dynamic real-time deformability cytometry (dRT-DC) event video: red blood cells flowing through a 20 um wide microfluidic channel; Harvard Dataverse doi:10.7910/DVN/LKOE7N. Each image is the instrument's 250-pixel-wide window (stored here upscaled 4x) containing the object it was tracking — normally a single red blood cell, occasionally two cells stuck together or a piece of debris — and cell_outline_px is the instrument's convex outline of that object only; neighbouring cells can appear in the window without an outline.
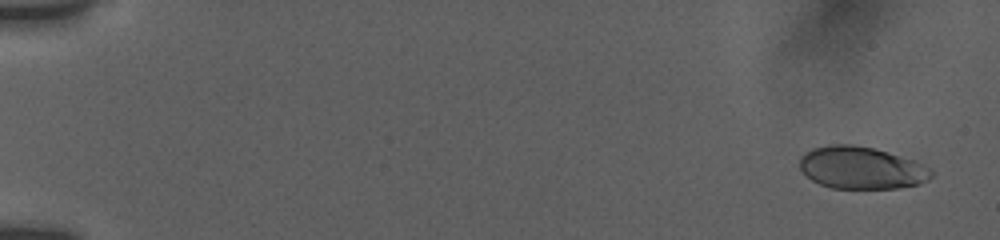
{"species": "human", "species_latin": "Homo sapiens", "temperature_condition": "room temperature", "stored_images_in_passage": 27, "camera_frame_rate_fps": 3000, "um_per_image_px": 0.085, "donor": {"sex": "female"}, "frame": {"image": 1, "passage_image": 3, "time_ms": 0.667, "image_size_px": [1000, 240], "cell_outline_px": [[932, 176], [928, 180], [920, 184], [896, 188], [832, 188], [820, 184], [812, 180], [800, 168], [800, 156], [812, 148], [828, 144], [852, 144], [872, 148], [916, 160], [932, 168]], "centroid_in_image_um": [73.24, 14.26], "position_along_channel_um": 11.8, "area_um2": 32.54}}
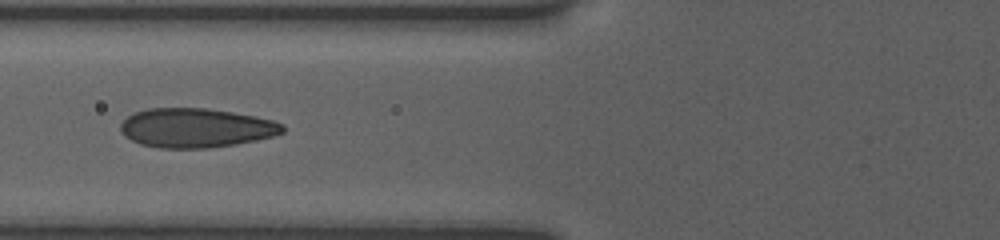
{"frame": {"image": 2, "passage_image": 17, "time_ms": 7.667, "image_size_px": [1000, 240], "cell_outline_px": [[284, 132], [272, 136], [256, 140], [236, 144], [208, 148], [160, 148], [140, 144], [124, 136], [120, 132], [120, 124], [128, 116], [136, 112], [148, 108], [204, 108], [232, 112], [256, 116], [272, 120], [284, 124]], "centroid_in_image_um": [16.65, 10.87], "position_along_channel_um": 109.2, "area_um2": 37.11}}
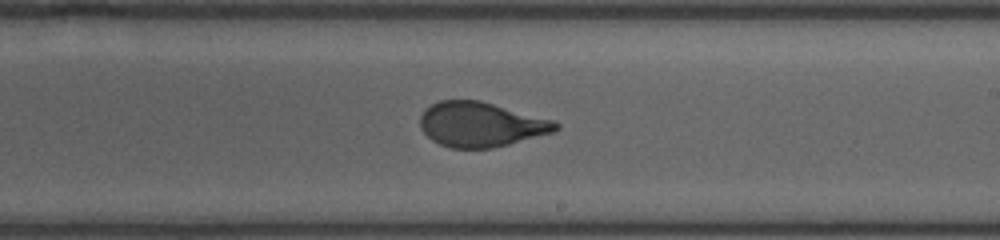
{"frame": {"image": 3, "passage_image": 27, "time_ms": 11.333, "image_size_px": [1000, 240], "cell_outline_px": [[560, 128], [556, 132], [492, 148], [452, 148], [440, 144], [432, 140], [420, 128], [420, 116], [432, 104], [440, 100], [480, 100], [556, 120], [560, 124]], "centroid_in_image_um": [40.93, 10.57], "position_along_channel_um": 248.1, "area_um2": 35.49}}